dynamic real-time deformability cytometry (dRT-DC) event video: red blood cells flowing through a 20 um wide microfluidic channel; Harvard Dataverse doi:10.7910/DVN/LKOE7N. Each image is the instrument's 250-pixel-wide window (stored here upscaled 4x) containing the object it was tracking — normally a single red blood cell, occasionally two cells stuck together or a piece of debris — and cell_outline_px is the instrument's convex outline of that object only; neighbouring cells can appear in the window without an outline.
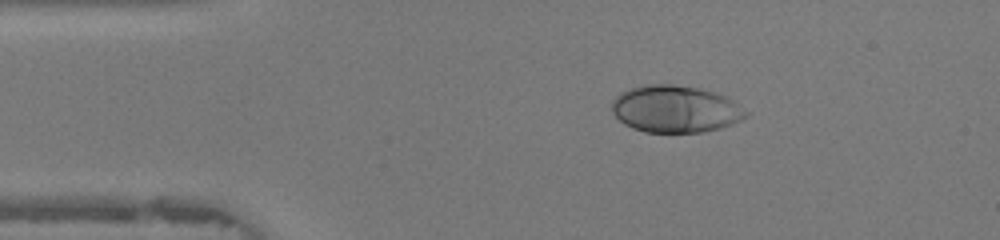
{"species": "human", "species_latin": "Homo sapiens", "temperature_condition": "warm", "stored_images_in_passage": 45, "camera_frame_rate_fps": 3000, "um_per_image_px": 0.085, "donor": {"sex": "female"}, "frame": {"image": 1, "passage_image": 7, "time_ms": 2.0, "image_size_px": [1000, 240], "cell_outline_px": [[748, 116], [732, 124], [720, 128], [704, 132], [644, 132], [632, 128], [624, 124], [612, 112], [612, 100], [620, 92], [628, 88], [644, 84], [676, 84], [700, 88], [724, 96], [732, 100], [748, 112]], "centroid_in_image_um": [57.38, 9.26], "position_along_channel_um": 27.6, "area_um2": 36.93}}
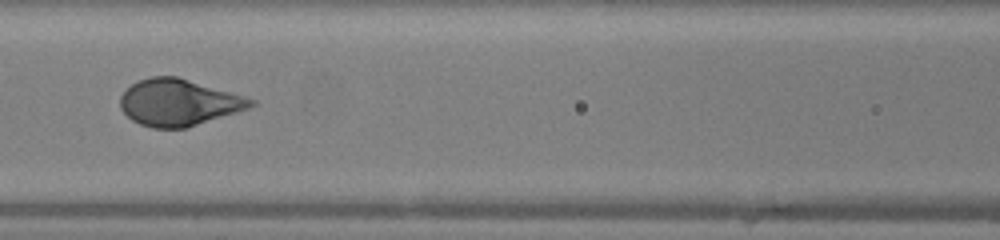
{"frame": {"image": 2, "passage_image": 19, "time_ms": 6.0, "image_size_px": [1000, 240], "cell_outline_px": [[256, 104], [248, 108], [188, 128], [152, 128], [140, 124], [132, 120], [120, 108], [120, 96], [132, 84], [140, 80], [152, 76], [176, 76], [244, 96], [256, 100]], "centroid_in_image_um": [15.18, 8.72], "position_along_channel_um": 151.4, "area_um2": 35.2}}
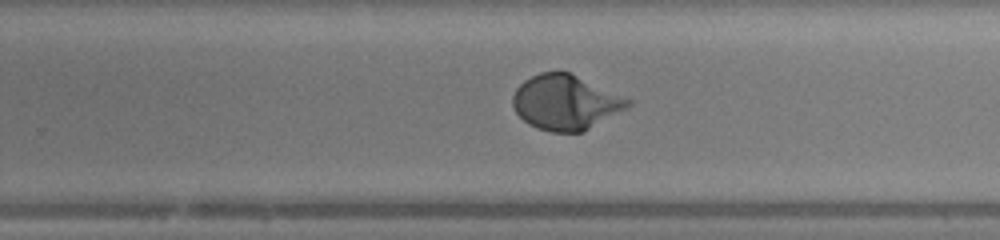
{"frame": {"image": 3, "passage_image": 28, "time_ms": 9.0, "image_size_px": [1000, 240], "cell_outline_px": [[632, 104], [628, 108], [584, 132], [552, 132], [536, 128], [528, 124], [516, 112], [512, 104], [512, 96], [516, 88], [524, 80], [540, 72], [568, 72], [632, 100]], "centroid_in_image_um": [48.07, 8.72], "position_along_channel_um": 281.7, "area_um2": 36.76}, "authors_computed_cell_mechanics": {"area_um2": 36.5296, "velocity_mm_per_s": 4.3522, "shape_relaxation_time_tau1_ms": 2.5542, "shape_relaxation_time_tau2_ms": null, "deformation_change_tau1": 0.1955, "deformation_change_tau2": null}}